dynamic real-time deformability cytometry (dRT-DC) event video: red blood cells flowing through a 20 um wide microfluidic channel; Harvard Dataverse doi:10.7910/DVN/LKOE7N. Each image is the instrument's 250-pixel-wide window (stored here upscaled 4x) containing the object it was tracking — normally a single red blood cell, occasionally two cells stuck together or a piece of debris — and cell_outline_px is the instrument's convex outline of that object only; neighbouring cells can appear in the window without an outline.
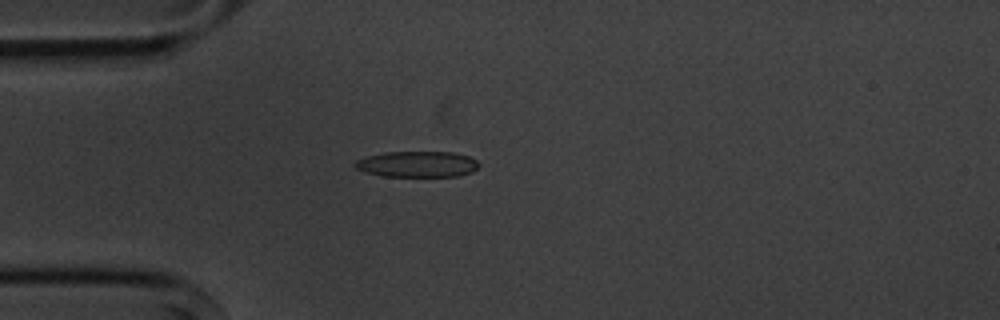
{"species": "common noctule bat (a hibernating species)", "species_latin": "Nyctalus noctula", "temperature_condition": "cold", "stored_images_in_passage": 3, "camera_frame_rate_fps": 3000, "um_per_image_px": 0.085, "animal": {"sex": "male", "body_mass_g": 20.1, "forearm_length_mm": 53.5}, "frame": {"image": 1, "passage_image": 2, "time_ms": 1.333, "image_size_px": [1000, 320], "cell_outline_px": [[480, 164], [472, 172], [456, 176], [384, 176], [364, 172], [356, 168], [352, 164], [356, 160], [368, 156], [384, 152], [452, 152], [468, 156], [476, 160]], "centroid_in_image_um": [35.45, 13.95], "position_along_channel_um": 49.6, "area_um2": 18.67}}